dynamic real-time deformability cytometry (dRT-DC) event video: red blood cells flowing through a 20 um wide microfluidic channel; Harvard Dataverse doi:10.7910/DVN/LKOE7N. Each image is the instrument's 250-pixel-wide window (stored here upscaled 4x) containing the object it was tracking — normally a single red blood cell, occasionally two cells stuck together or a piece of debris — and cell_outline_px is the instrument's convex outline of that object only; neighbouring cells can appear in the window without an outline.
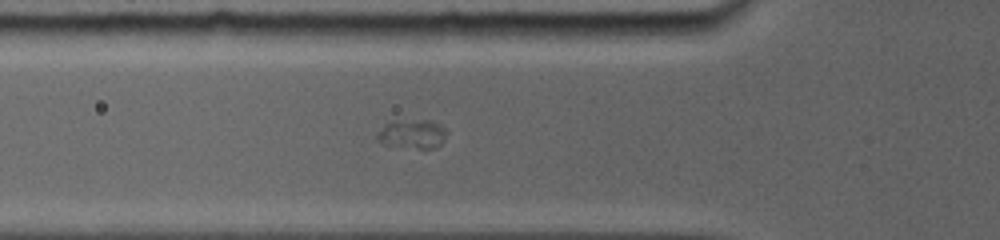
{"species": "common noctule bat (a hibernating species)", "species_latin": "Nyctalus noctula", "temperature_condition": "room temperature", "stored_images_in_passage": 33, "camera_frame_rate_fps": 5000, "um_per_image_px": 0.085, "animal": {"sex": "female", "body_mass_g": 19.0, "forearm_length_mm": 56.7}, "frame": {"image": 1, "passage_image": 5, "time_ms": 0.8, "image_size_px": [1000, 240], "cell_outline_px": [[448, 132], [444, 140], [436, 148], [416, 148], [380, 144], [376, 140], [376, 136], [384, 124], [420, 120], [432, 120], [440, 124]], "centroid_in_image_um": [35.07, 11.42], "position_along_channel_um": 90.7, "area_um2": 11.62}}
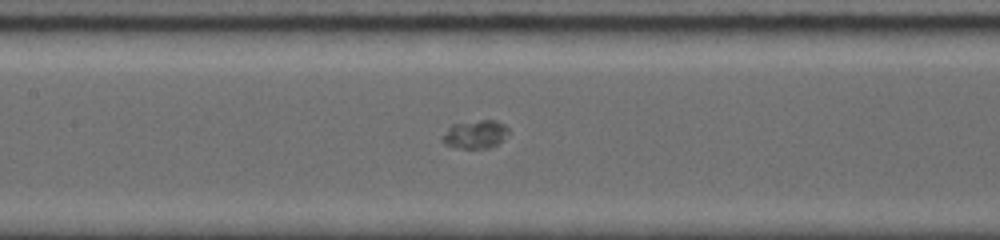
{"frame": {"image": 2, "passage_image": 14, "time_ms": 2.8, "image_size_px": [1000, 240], "cell_outline_px": [[508, 132], [492, 148], [452, 148], [444, 144], [440, 140], [440, 136], [452, 124], [480, 120], [496, 120], [504, 124], [508, 128]], "centroid_in_image_um": [40.32, 11.42], "position_along_channel_um": 167.1, "area_um2": 10.98}}
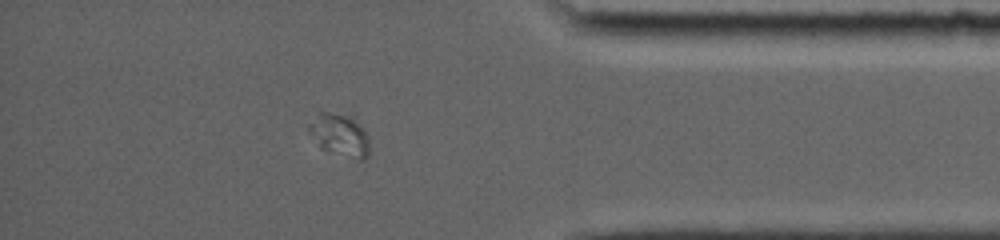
{"frame": {"image": 3, "passage_image": 29, "time_ms": 9.4, "image_size_px": [1000, 240], "cell_outline_px": [[368, 156], [364, 160], [360, 160], [324, 148], [308, 132], [308, 124], [320, 112], [328, 112], [348, 116], [368, 136]], "centroid_in_image_um": [28.86, 11.47], "position_along_channel_um": 406.3, "area_um2": 14.05}}